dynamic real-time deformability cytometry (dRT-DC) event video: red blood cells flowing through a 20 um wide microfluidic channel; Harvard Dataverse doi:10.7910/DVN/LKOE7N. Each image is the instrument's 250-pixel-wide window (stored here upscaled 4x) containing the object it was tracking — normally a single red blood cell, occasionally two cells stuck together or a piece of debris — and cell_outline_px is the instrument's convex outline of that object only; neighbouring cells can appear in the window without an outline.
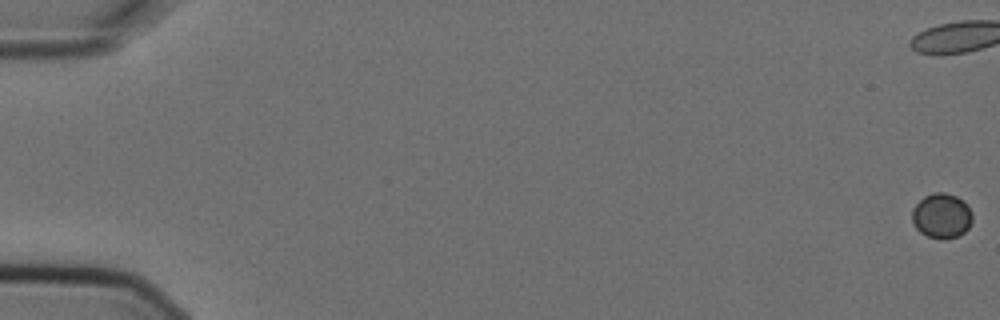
{"species": "Egyptian fruit bat (a non-hibernating species)", "species_latin": "Rousettus aegyptiacus", "temperature_condition": "cold", "stored_images_in_passage": 16, "camera_frame_rate_fps": 3000, "um_per_image_px": 0.085, "animal": {"sex": "female"}, "frame": {"image": 1, "passage_image": 1, "time_ms": 0.0, "image_size_px": [1000, 320], "cell_outline_px": [[972, 220], [968, 228], [964, 232], [956, 236], [944, 240], [940, 240], [928, 236], [920, 232], [916, 228], [912, 220], [912, 208], [924, 196], [932, 192], [944, 192], [956, 196], [964, 200], [972, 212]], "centroid_in_image_um": [80.04, 18.33], "position_along_channel_um": 5.0, "area_um2": 15.95}}